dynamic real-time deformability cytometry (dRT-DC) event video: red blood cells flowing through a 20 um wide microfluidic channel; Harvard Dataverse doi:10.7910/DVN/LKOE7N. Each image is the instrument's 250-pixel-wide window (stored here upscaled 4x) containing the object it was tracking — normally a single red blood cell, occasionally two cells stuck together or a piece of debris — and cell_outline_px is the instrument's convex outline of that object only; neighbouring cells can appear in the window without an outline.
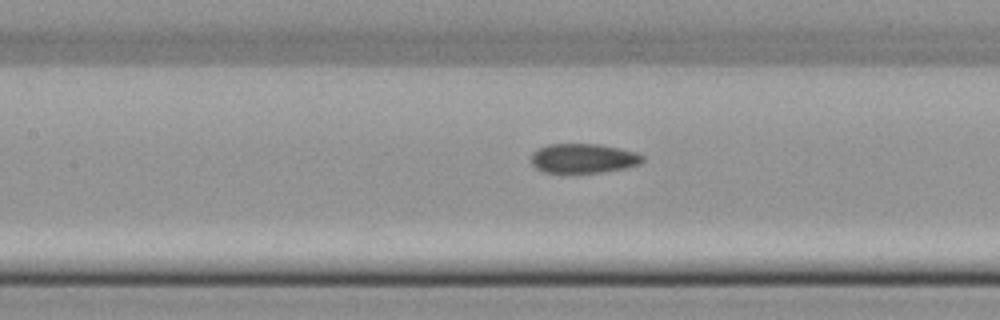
{"species": "common noctule bat (a hibernating species)", "species_latin": "Nyctalus noctula", "temperature_condition": "cold", "stored_images_in_passage": 7, "camera_frame_rate_fps": 3000, "um_per_image_px": 0.085, "animal": {"sex": "female", "body_mass_g": 22.7, "forearm_length_mm": 54.2}, "frame": {"image": 1, "passage_image": 6, "time_ms": 1.667, "image_size_px": [1000, 320], "cell_outline_px": [[644, 160], [640, 164], [624, 168], [600, 172], [544, 172], [536, 168], [532, 164], [532, 152], [548, 144], [600, 144], [620, 148], [636, 152], [644, 156]], "centroid_in_image_um": [49.61, 13.45], "position_along_channel_um": 157.8, "area_um2": 19.02}}